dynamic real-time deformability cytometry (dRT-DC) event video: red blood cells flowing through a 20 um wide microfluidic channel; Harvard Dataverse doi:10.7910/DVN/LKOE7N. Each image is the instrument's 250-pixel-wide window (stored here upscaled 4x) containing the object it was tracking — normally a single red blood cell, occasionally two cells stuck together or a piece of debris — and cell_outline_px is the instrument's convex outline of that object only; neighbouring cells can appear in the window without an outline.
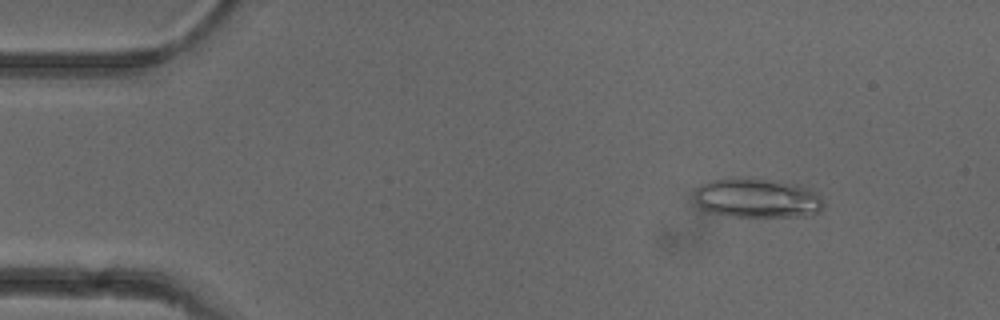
{"species": "common noctule bat (a hibernating species)", "species_latin": "Nyctalus noctula", "temperature_condition": "cold", "stored_images_in_passage": 51, "camera_frame_rate_fps": 3000, "um_per_image_px": 0.085, "animal": {"sex": "female"}, "frame": {"image": 1, "passage_image": 6, "time_ms": 1.667, "image_size_px": [1000, 320], "cell_outline_px": [[824, 204], [820, 212], [812, 216], [728, 216], [708, 212], [700, 208], [696, 200], [696, 188], [700, 184], [712, 180], [764, 180], [800, 184], [816, 192], [824, 200]], "centroid_in_image_um": [64.42, 16.88], "position_along_channel_um": 20.6, "area_um2": 29.25}}
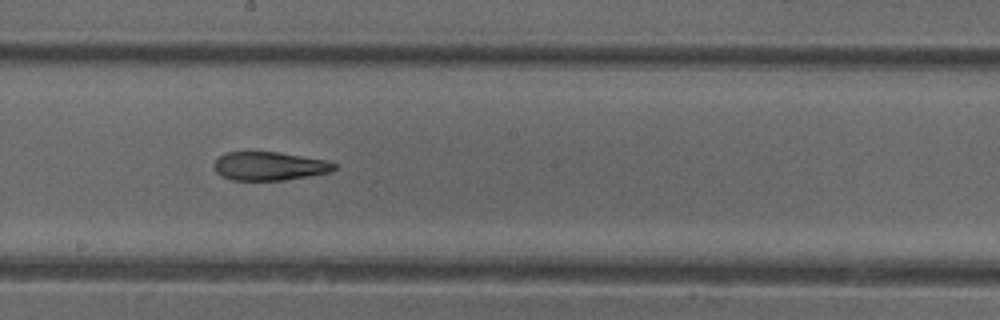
{"frame": {"image": 2, "passage_image": 28, "time_ms": 9.0, "image_size_px": [1000, 320], "cell_outline_px": [[336, 168], [332, 172], [284, 180], [232, 180], [220, 176], [216, 172], [216, 160], [224, 152], [280, 152], [324, 160], [336, 164]], "centroid_in_image_um": [22.91, 14.12], "position_along_channel_um": 225.3, "area_um2": 19.88}}
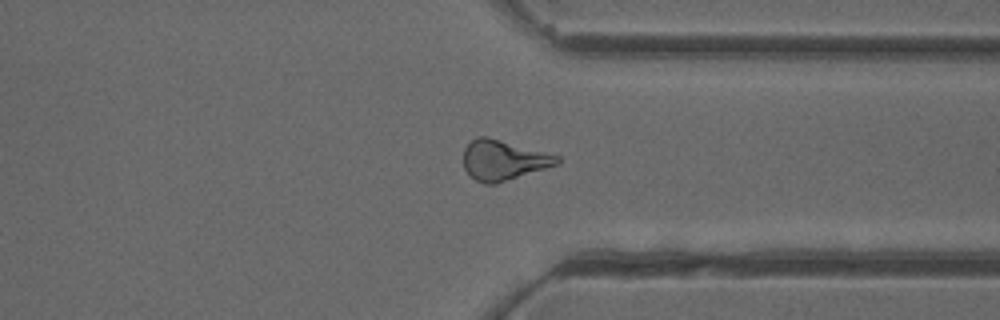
{"frame": {"image": 3, "passage_image": 39, "time_ms": 12.667, "image_size_px": [1000, 320], "cell_outline_px": [[560, 160], [556, 164], [496, 184], [484, 184], [476, 180], [464, 168], [464, 148], [476, 136], [484, 136], [500, 140], [560, 156]], "centroid_in_image_um": [42.75, 13.61], "position_along_channel_um": 368.6, "area_um2": 21.39}, "authors_computed_cell_mechanics": {"area_um2": 22.0796, "velocity_mm_per_s": 3.9537, "shape_relaxation_time_tau1_ms": 10.7437, "shape_relaxation_time_tau2_ms": 3.1483, "deformation_change_tau1": 0.2266, "deformation_change_tau2": 0.1231}}